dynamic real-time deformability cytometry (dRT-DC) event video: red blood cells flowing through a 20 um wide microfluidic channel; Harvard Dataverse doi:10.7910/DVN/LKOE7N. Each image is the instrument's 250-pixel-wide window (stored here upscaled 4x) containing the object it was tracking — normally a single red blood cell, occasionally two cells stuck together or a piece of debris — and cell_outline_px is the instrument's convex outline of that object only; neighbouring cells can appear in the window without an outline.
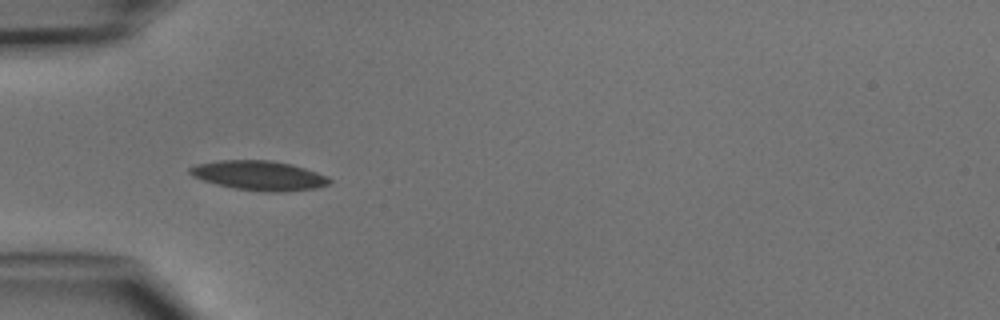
{"species": "common noctule bat (a hibernating species)", "species_latin": "Nyctalus noctula", "temperature_condition": "cold", "stored_images_in_passage": 6, "camera_frame_rate_fps": 3000, "um_per_image_px": 0.085, "animal": {"sex": "male", "body_mass_g": 15.6}, "frame": {"image": 1, "passage_image": 4, "time_ms": 4.333, "image_size_px": [1000, 320], "cell_outline_px": [[332, 180], [328, 184], [316, 188], [284, 192], [264, 192], [232, 188], [216, 184], [192, 176], [188, 172], [188, 168], [196, 164], [216, 160], [272, 160], [292, 164], [328, 176]], "centroid_in_image_um": [22.0, 14.92], "position_along_channel_um": 63.0, "area_um2": 24.22}}